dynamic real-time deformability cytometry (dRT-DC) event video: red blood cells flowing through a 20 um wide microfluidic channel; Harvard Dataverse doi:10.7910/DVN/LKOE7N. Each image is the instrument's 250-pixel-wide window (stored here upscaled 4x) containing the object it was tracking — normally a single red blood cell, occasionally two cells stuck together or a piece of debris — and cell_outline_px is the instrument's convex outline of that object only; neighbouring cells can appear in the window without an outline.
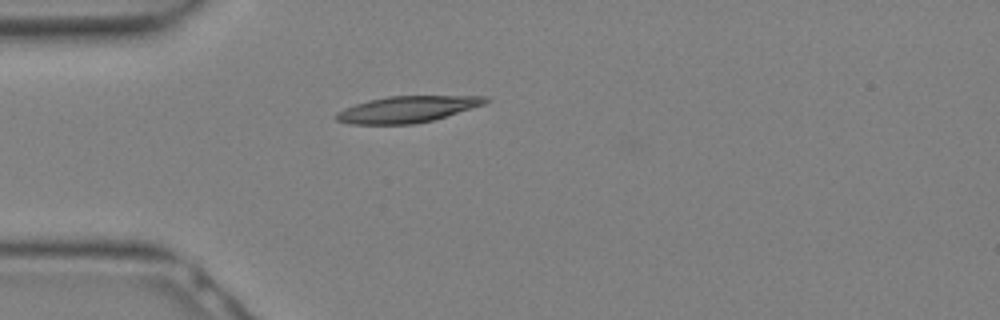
{"species": "Egyptian fruit bat (a non-hibernating species)", "species_latin": "Rousettus aegyptiacus", "temperature_condition": "warm", "stored_images_in_passage": 9, "camera_frame_rate_fps": 3000, "um_per_image_px": 0.085, "animal": {"sex": "female"}, "frame": {"image": 1, "passage_image": 1, "time_ms": 0.0, "image_size_px": [1000, 320], "cell_outline_px": [[488, 100], [484, 104], [472, 108], [432, 120], [416, 124], [348, 124], [336, 120], [332, 116], [336, 112], [344, 108], [368, 100], [388, 96], [488, 96]], "centroid_in_image_um": [34.55, 9.29], "position_along_channel_um": 50.5, "area_um2": 22.89}}
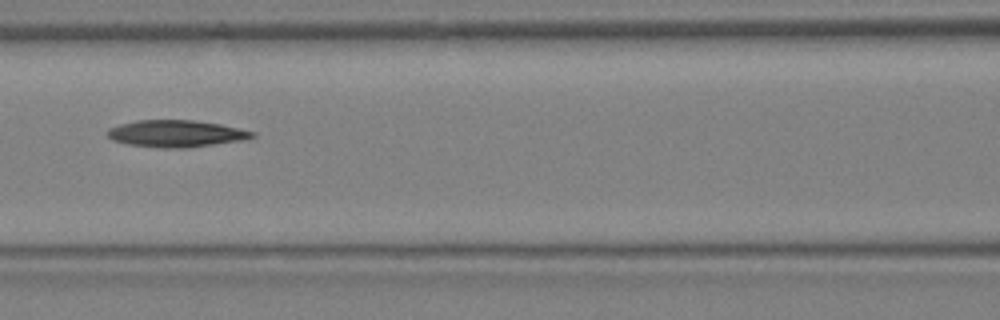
{"frame": {"image": 2, "passage_image": 6, "time_ms": 1.667, "image_size_px": [1000, 320], "cell_outline_px": [[256, 136], [244, 140], [188, 148], [160, 148], [128, 144], [112, 140], [104, 132], [108, 128], [120, 124], [136, 120], [192, 120], [220, 124], [256, 132]], "centroid_in_image_um": [14.95, 11.36], "position_along_channel_um": 151.6, "area_um2": 22.89}}
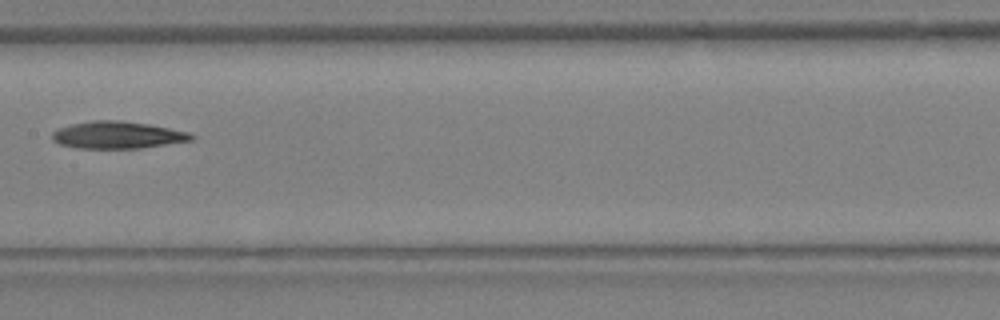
{"frame": {"image": 3, "passage_image": 8, "time_ms": 2.333, "image_size_px": [1000, 320], "cell_outline_px": [[196, 136], [192, 140], [140, 148], [76, 148], [60, 144], [52, 140], [52, 132], [60, 128], [72, 124], [92, 120], [120, 120], [148, 124], [188, 132]], "centroid_in_image_um": [9.97, 11.47], "position_along_channel_um": 197.4, "area_um2": 21.85}}